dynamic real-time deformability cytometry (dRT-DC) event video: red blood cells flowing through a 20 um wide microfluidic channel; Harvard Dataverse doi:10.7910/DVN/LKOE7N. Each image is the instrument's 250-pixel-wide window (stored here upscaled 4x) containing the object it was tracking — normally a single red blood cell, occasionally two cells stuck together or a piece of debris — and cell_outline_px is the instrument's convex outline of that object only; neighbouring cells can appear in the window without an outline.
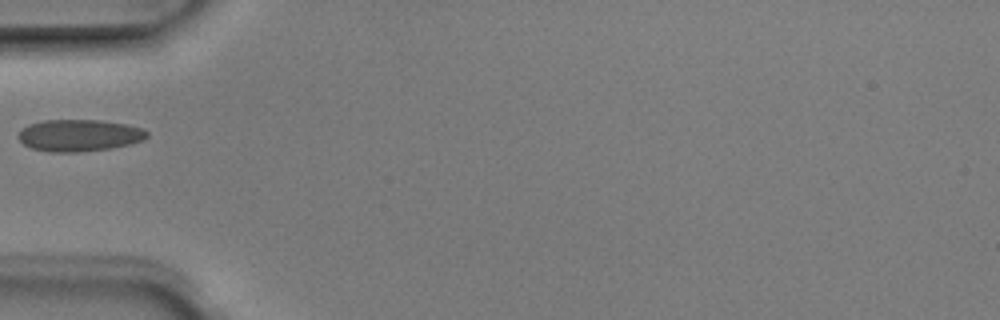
{"species": "Egyptian fruit bat (a non-hibernating species)", "species_latin": "Rousettus aegyptiacus", "temperature_condition": "room temperature", "stored_images_in_passage": 6, "camera_frame_rate_fps": 3000, "um_per_image_px": 0.085, "animal": {"sex": "male"}, "frame": {"image": 1, "passage_image": 5, "time_ms": 1.333, "image_size_px": [1000, 320], "cell_outline_px": [[148, 136], [144, 140], [112, 148], [80, 152], [48, 152], [32, 148], [24, 144], [16, 136], [28, 124], [44, 120], [100, 120], [128, 124], [140, 128], [148, 132]], "centroid_in_image_um": [6.73, 11.51], "position_along_channel_um": 78.3, "area_um2": 23.93}}
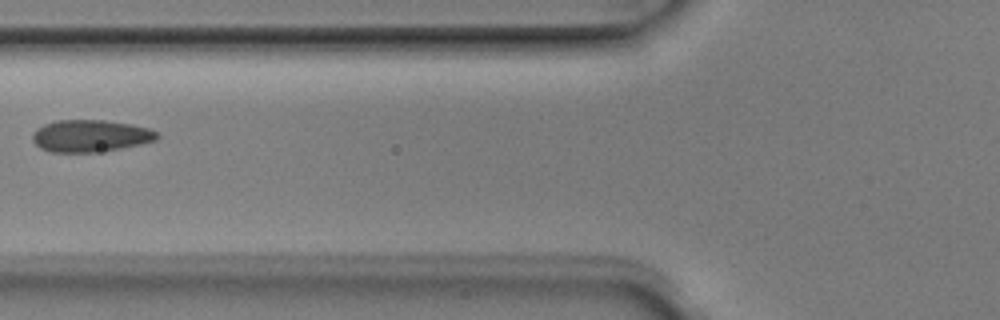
{"frame": {"image": 2, "passage_image": 6, "time_ms": 1.667, "image_size_px": [1000, 320], "cell_outline_px": [[160, 136], [156, 140], [140, 144], [120, 148], [96, 152], [52, 152], [40, 148], [32, 140], [32, 132], [36, 128], [44, 124], [56, 120], [104, 120], [132, 124], [148, 128], [156, 132]], "centroid_in_image_um": [7.65, 11.54], "position_along_channel_um": 118.1, "area_um2": 23.29}}